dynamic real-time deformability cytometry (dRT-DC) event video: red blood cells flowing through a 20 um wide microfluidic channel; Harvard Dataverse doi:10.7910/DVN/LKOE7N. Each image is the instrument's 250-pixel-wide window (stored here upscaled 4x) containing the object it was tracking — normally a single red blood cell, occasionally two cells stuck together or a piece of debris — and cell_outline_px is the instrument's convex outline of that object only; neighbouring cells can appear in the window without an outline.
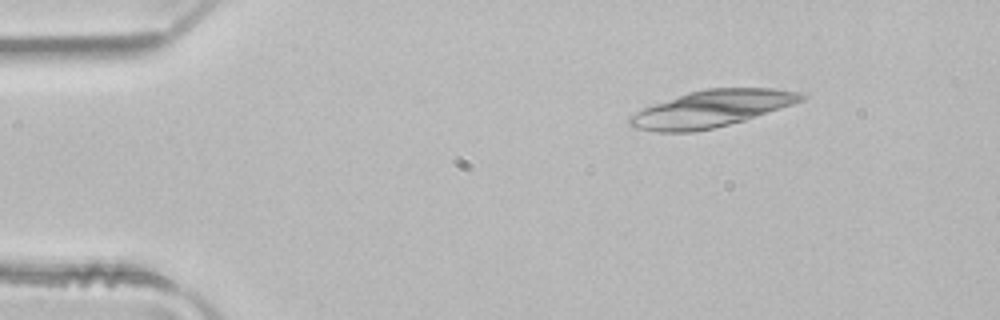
{"species": "common noctule bat (a hibernating species)", "species_latin": "Nyctalus noctula", "temperature_condition": "room temperature", "stored_images_in_passage": 3, "camera_frame_rate_fps": 3000, "um_per_image_px": 0.085, "animal": {"sex": "male", "body_mass_g": 21.5, "forearm_length_mm": 52.0}, "frame": {"image": 1, "passage_image": 2, "time_ms": 0.333, "image_size_px": [1000, 320], "cell_outline_px": [[808, 96], [804, 100], [744, 120], [712, 128], [692, 132], [656, 132], [632, 128], [628, 124], [628, 116], [644, 108], [688, 92], [708, 88], [772, 88], [800, 92]], "centroid_in_image_um": [60.45, 9.24], "position_along_channel_um": 24.5, "area_um2": 36.41}}